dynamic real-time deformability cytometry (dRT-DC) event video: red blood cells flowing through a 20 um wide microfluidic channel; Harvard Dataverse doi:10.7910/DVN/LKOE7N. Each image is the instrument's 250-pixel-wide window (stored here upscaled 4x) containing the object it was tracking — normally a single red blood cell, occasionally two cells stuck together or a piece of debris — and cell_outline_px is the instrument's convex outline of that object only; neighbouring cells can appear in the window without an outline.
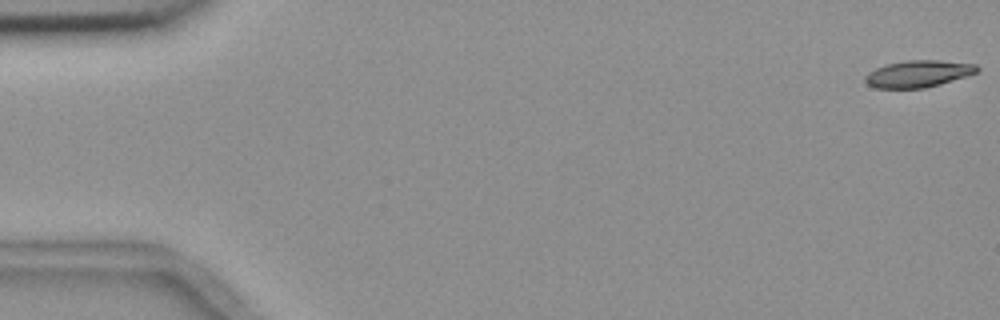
{"species": "common noctule bat (a hibernating species)", "species_latin": "Nyctalus noctula", "temperature_condition": "room temperature", "stored_images_in_passage": 56, "camera_frame_rate_fps": 3000, "um_per_image_px": 0.085, "animal": {"sex": "female", "body_mass_g": 18.4}, "frame": {"image": 1, "passage_image": 1, "time_ms": 0.0, "image_size_px": [1000, 320], "cell_outline_px": [[980, 68], [976, 72], [940, 84], [924, 88], [876, 88], [868, 84], [864, 80], [864, 76], [868, 72], [876, 68], [888, 64], [908, 60], [936, 60], [976, 64]], "centroid_in_image_um": [78.02, 6.27], "position_along_channel_um": 7.0, "area_um2": 17.28}}
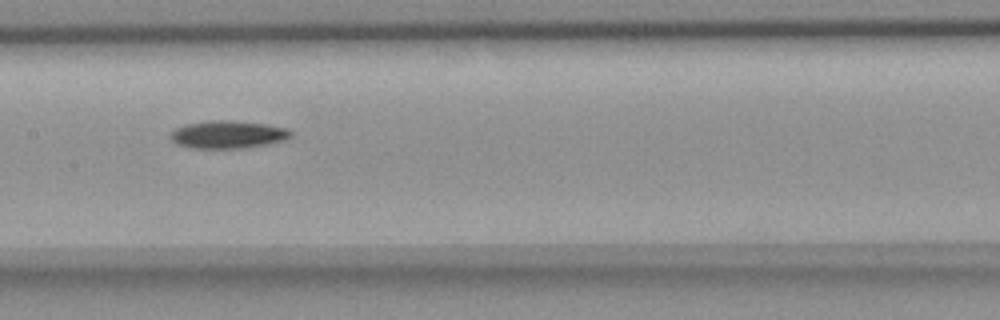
{"frame": {"image": 2, "passage_image": 28, "time_ms": 9.0, "image_size_px": [1000, 320], "cell_outline_px": [[292, 136], [284, 140], [268, 144], [248, 148], [188, 148], [176, 144], [172, 140], [172, 132], [176, 128], [184, 124], [208, 120], [228, 120], [264, 124], [284, 128], [292, 132]], "centroid_in_image_um": [19.35, 11.44], "position_along_channel_um": 188.0, "area_um2": 19.42}}
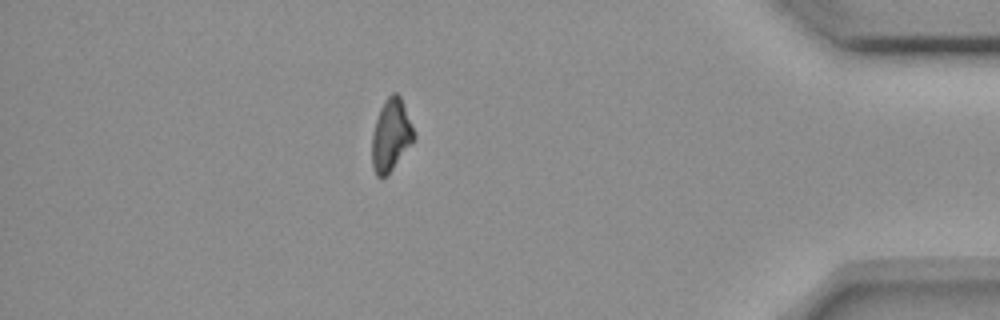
{"frame": {"image": 3, "passage_image": 49, "time_ms": 16.0, "image_size_px": [1000, 320], "cell_outline_px": [[416, 136], [388, 176], [376, 176], [372, 164], [372, 136], [376, 120], [380, 108], [384, 100], [392, 92], [396, 92], [400, 96]], "centroid_in_image_um": [33.22, 11.49], "position_along_channel_um": 402.0, "area_um2": 17.4}, "authors_computed_cell_mechanics": {"area_um2": 18.207, "velocity_mm_per_s": 3.6567, "shape_relaxation_time_tau1_ms": 6.9342, "shape_relaxation_time_tau2_ms": null, "deformation_change_tau1": 0.1601, "deformation_change_tau2": null}}